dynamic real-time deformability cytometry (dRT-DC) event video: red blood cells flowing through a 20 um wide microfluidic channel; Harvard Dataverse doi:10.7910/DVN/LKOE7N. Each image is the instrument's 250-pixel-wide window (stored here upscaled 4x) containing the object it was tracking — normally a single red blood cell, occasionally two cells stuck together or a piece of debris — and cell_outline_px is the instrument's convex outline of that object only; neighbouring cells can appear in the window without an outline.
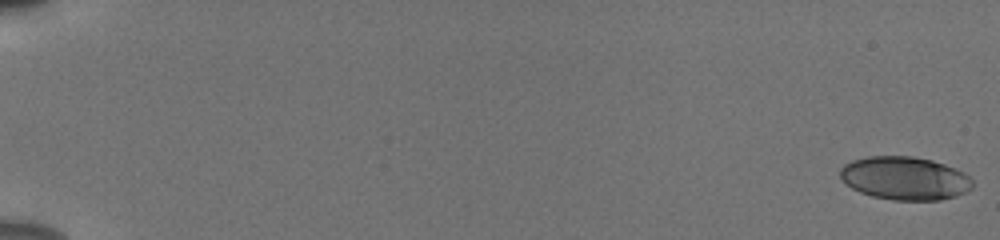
{"species": "human", "species_latin": "Homo sapiens", "temperature_condition": "cold", "stored_images_in_passage": 55, "camera_frame_rate_fps": 3000, "um_per_image_px": 0.085, "donor": {"sex": "male"}, "frame": {"image": 1, "passage_image": 1, "time_ms": 0.0, "image_size_px": [1000, 240], "cell_outline_px": [[972, 188], [956, 196], [940, 200], [892, 200], [872, 196], [860, 192], [852, 188], [840, 176], [840, 168], [844, 164], [852, 160], [868, 156], [912, 156], [932, 160], [956, 168], [964, 172], [972, 180]], "centroid_in_image_um": [76.91, 15.15], "position_along_channel_um": 8.1, "area_um2": 33.35}}
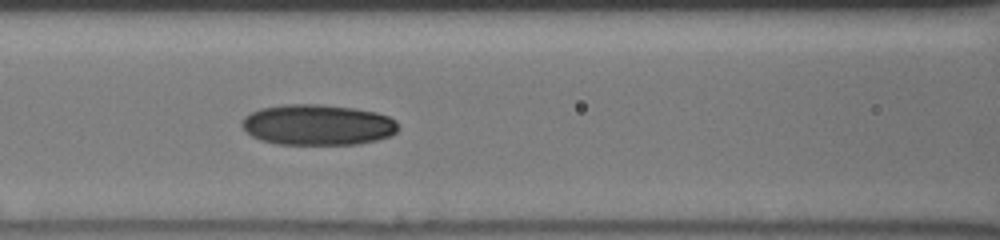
{"frame": {"image": 2, "passage_image": 27, "time_ms": 8.667, "image_size_px": [1000, 240], "cell_outline_px": [[400, 128], [392, 136], [376, 140], [356, 144], [276, 144], [260, 140], [252, 136], [240, 124], [244, 116], [260, 108], [284, 104], [320, 104], [352, 108], [376, 112], [388, 116], [396, 120]], "centroid_in_image_um": [27.01, 10.61], "position_along_channel_um": 139.6, "area_um2": 37.28}}
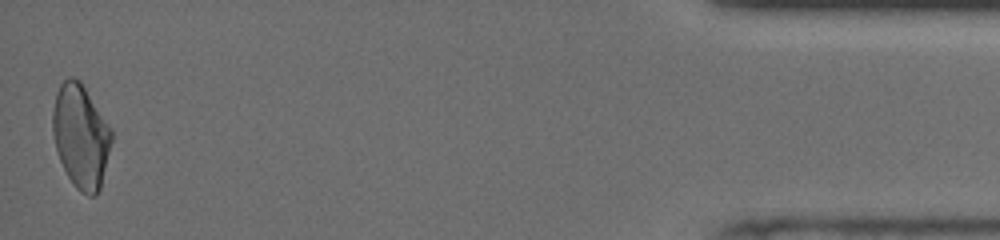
{"frame": {"image": 3, "passage_image": 55, "time_ms": 18.0, "image_size_px": [1000, 240], "cell_outline_px": [[112, 140], [100, 188], [96, 196], [88, 196], [80, 192], [76, 188], [68, 176], [60, 160], [56, 148], [52, 132], [52, 112], [56, 92], [60, 84], [68, 76], [72, 76], [80, 80], [112, 128]], "centroid_in_image_um": [6.86, 11.55], "position_along_channel_um": 428.3, "area_um2": 35.66}, "authors_computed_cell_mechanics": {"area_um2": 34.7378, "velocity_mm_per_s": 3.8779, "shape_relaxation_time_tau1_ms": null, "shape_relaxation_time_tau2_ms": 3.6938, "deformation_change_tau1": null, "deformation_change_tau2": 0.0963}}